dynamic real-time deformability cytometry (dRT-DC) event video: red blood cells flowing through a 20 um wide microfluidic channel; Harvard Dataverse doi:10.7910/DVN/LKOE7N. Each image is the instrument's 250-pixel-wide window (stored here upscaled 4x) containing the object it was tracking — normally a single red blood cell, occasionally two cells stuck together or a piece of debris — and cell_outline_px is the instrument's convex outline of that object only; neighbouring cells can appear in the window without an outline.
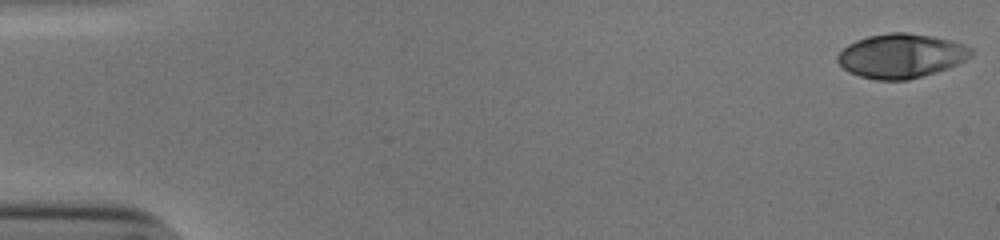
{"species": "human", "species_latin": "Homo sapiens", "temperature_condition": "cold", "stored_images_in_passage": 47, "camera_frame_rate_fps": 3000, "um_per_image_px": 0.085, "donor": {"sex": "male"}, "frame": {"image": 1, "passage_image": 1, "time_ms": 0.0, "image_size_px": [1000, 240], "cell_outline_px": [[972, 52], [964, 60], [948, 68], [908, 80], [876, 80], [860, 76], [848, 72], [836, 60], [836, 56], [848, 44], [856, 40], [868, 36], [888, 32], [904, 32], [932, 36], [952, 40], [972, 48]], "centroid_in_image_um": [76.56, 4.74], "position_along_channel_um": 8.4, "area_um2": 34.28}}
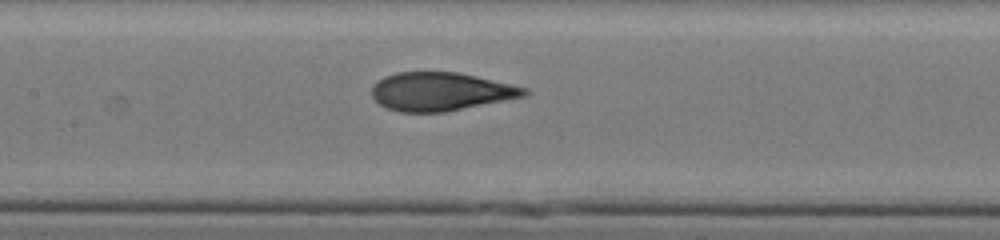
{"frame": {"image": 2, "passage_image": 26, "time_ms": 8.333, "image_size_px": [1000, 240], "cell_outline_px": [[532, 92], [528, 96], [444, 112], [400, 112], [388, 108], [380, 104], [372, 96], [372, 84], [384, 76], [396, 72], [456, 72], [476, 76], [512, 84], [528, 88]], "centroid_in_image_um": [37.49, 7.78], "position_along_channel_um": 169.9, "area_um2": 34.28}}
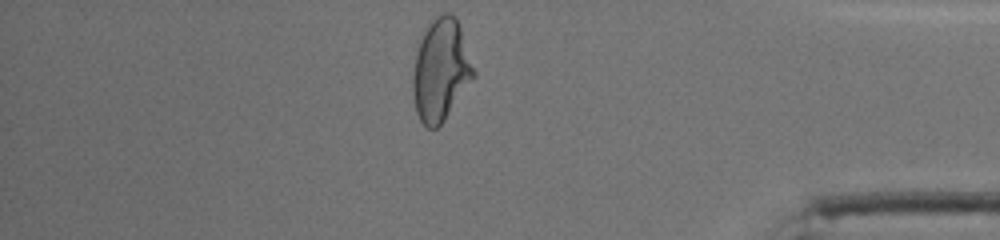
{"frame": {"image": 3, "passage_image": 46, "time_ms": 15.0, "image_size_px": [1000, 240], "cell_outline_px": [[476, 76], [444, 120], [436, 128], [428, 128], [420, 120], [416, 112], [412, 92], [412, 76], [416, 52], [420, 40], [424, 32], [432, 20], [436, 16], [444, 12], [448, 12], [456, 16], [476, 72]], "centroid_in_image_um": [37.47, 5.95], "position_along_channel_um": 397.7, "area_um2": 36.13}, "authors_computed_cell_mechanics": {"area_um2": 34.5066, "velocity_mm_per_s": 3.8714, "shape_relaxation_time_tau1_ms": 9.0649, "shape_relaxation_time_tau2_ms": 0.8389, "deformation_change_tau1": 0.3056, "deformation_change_tau2": 0.0603}}